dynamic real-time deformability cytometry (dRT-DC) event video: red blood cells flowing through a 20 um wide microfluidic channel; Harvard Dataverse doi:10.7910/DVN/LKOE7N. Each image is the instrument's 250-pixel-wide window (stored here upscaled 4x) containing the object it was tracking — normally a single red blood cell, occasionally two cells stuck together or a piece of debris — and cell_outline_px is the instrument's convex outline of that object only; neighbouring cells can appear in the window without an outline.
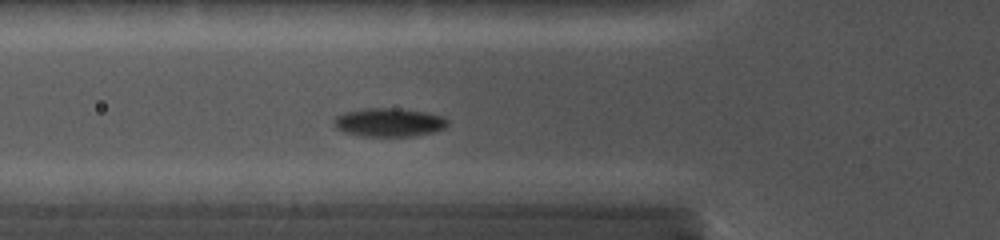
{"species": "common noctule bat (a hibernating species)", "species_latin": "Nyctalus noctula", "temperature_condition": "cold", "stored_images_in_passage": 24, "camera_frame_rate_fps": 5000, "um_per_image_px": 0.085, "animal": {"sex": "female", "body_mass_g": 19.0, "forearm_length_mm": 56.7}, "frame": {"image": 1, "passage_image": 2, "time_ms": 0.4, "image_size_px": [1000, 240], "cell_outline_px": [[448, 124], [444, 128], [432, 132], [416, 136], [360, 136], [344, 132], [336, 128], [336, 116], [348, 112], [368, 108], [396, 108], [424, 112], [440, 116], [448, 120]], "centroid_in_image_um": [33.09, 10.41], "position_along_channel_um": 92.7, "area_um2": 18.55}}
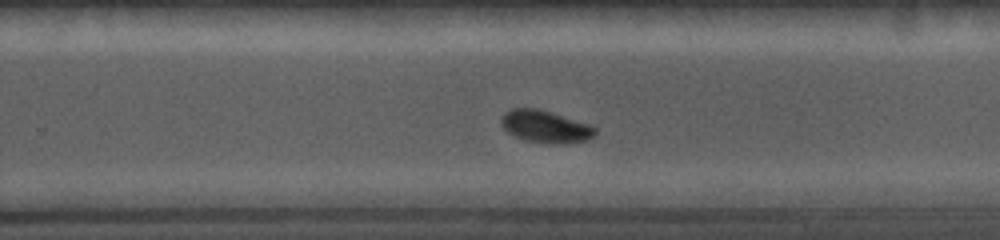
{"frame": {"image": 2, "passage_image": 13, "time_ms": 5.2, "image_size_px": [1000, 240], "cell_outline_px": [[596, 132], [588, 140], [564, 144], [544, 144], [524, 140], [508, 132], [500, 124], [500, 116], [504, 112], [512, 108], [536, 108], [552, 112], [592, 124], [596, 128]], "centroid_in_image_um": [46.36, 10.76], "position_along_channel_um": 283.4, "area_um2": 18.09}}
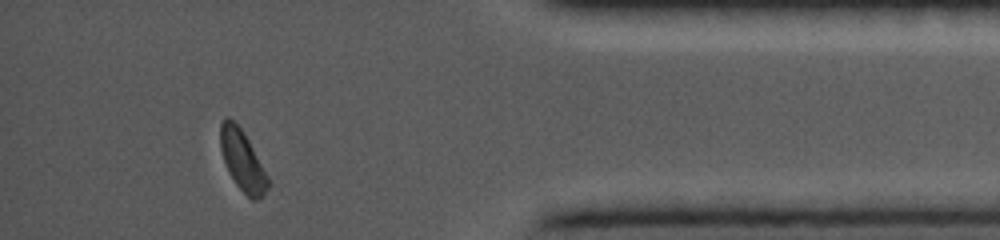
{"frame": {"image": 3, "passage_image": 22, "time_ms": 9.0, "image_size_px": [1000, 240], "cell_outline_px": [[272, 184], [256, 200], [252, 200], [236, 184], [228, 172], [220, 148], [220, 124], [224, 116], [228, 116], [244, 132], [268, 176]], "centroid_in_image_um": [20.6, 13.62], "position_along_channel_um": 414.6, "area_um2": 16.65}}